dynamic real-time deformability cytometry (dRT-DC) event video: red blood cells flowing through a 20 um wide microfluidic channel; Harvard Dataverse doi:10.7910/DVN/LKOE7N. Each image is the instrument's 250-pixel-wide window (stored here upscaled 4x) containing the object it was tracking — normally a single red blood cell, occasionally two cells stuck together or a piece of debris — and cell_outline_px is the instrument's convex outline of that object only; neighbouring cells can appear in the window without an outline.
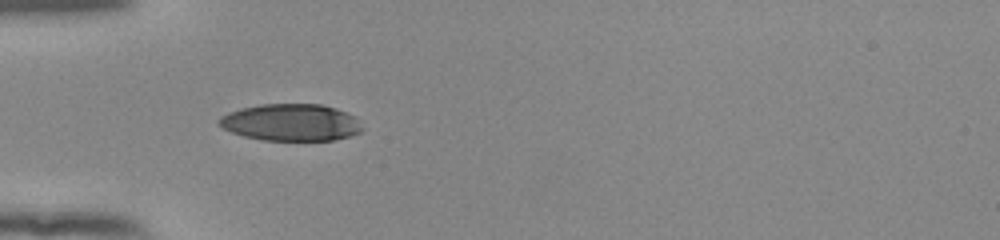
{"species": "human", "species_latin": "Homo sapiens", "temperature_condition": "room temperature", "stored_images_in_passage": 26, "camera_frame_rate_fps": 3000, "um_per_image_px": 0.085, "donor": {"sex": "female"}, "frame": {"image": 1, "passage_image": 1, "time_ms": 0.0, "image_size_px": [1000, 240], "cell_outline_px": [[364, 128], [360, 132], [352, 136], [332, 140], [264, 140], [244, 136], [232, 132], [216, 124], [216, 120], [220, 116], [228, 112], [240, 108], [260, 104], [320, 104], [336, 108], [356, 116]], "centroid_in_image_um": [24.74, 10.4], "position_along_channel_um": 60.3, "area_um2": 31.15}}
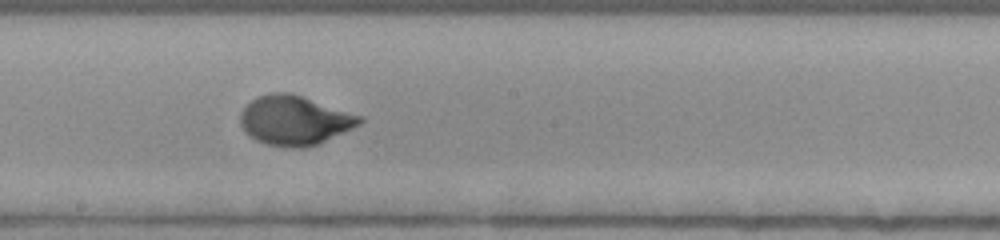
{"frame": {"image": 2, "passage_image": 14, "time_ms": 4.333, "image_size_px": [1000, 240], "cell_outline_px": [[364, 120], [360, 124], [352, 128], [316, 144], [304, 148], [292, 148], [268, 144], [256, 140], [244, 132], [240, 124], [240, 112], [256, 96], [272, 92], [288, 92], [364, 116]], "centroid_in_image_um": [25.02, 10.22], "position_along_channel_um": 223.2, "area_um2": 34.16}}
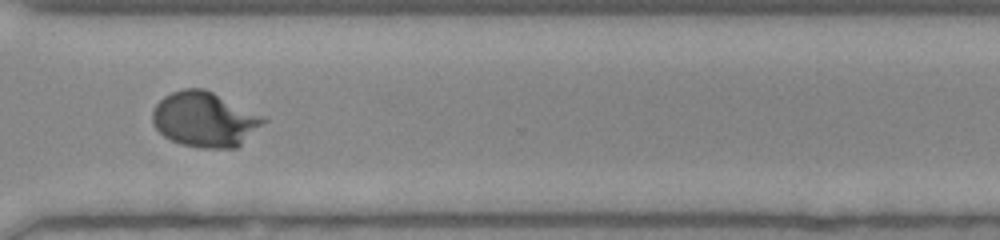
{"frame": {"image": 3, "passage_image": 24, "time_ms": 7.667, "image_size_px": [1000, 240], "cell_outline_px": [[268, 120], [264, 124], [236, 148], [200, 148], [180, 144], [164, 136], [152, 124], [152, 112], [156, 104], [164, 96], [172, 92], [184, 88], [204, 88], [264, 116]], "centroid_in_image_um": [17.39, 10.15], "position_along_channel_um": 353.2, "area_um2": 35.6}, "authors_computed_cell_mechanics": {"area_um2": 33.4662, "velocity_mm_per_s": 3.8867, "shape_relaxation_time_tau1_ms": 3.4028, "shape_relaxation_time_tau2_ms": null, "deformation_change_tau1": 0.2034, "deformation_change_tau2": null}}